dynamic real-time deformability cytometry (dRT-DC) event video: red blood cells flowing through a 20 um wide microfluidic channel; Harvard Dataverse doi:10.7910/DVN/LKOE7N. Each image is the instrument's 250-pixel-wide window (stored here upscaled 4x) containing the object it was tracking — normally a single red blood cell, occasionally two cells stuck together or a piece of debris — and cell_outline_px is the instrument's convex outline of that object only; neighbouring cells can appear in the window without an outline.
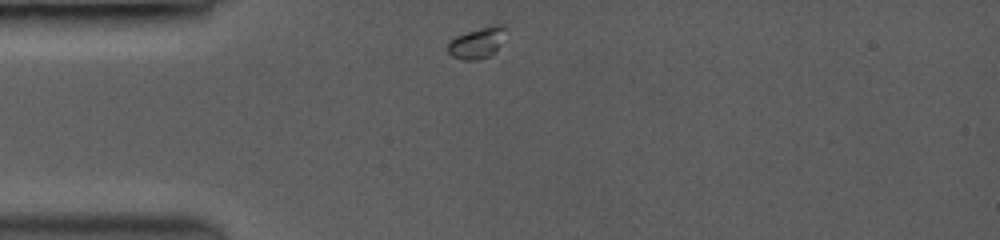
{"species": "common noctule bat (a hibernating species)", "species_latin": "Nyctalus noctula", "temperature_condition": "room temperature", "stored_images_in_passage": 27, "camera_frame_rate_fps": 3500, "um_per_image_px": 0.085, "animal": {"sex": "female", "body_mass_g": 19.0, "forearm_length_mm": 53.3}, "frame": {"image": 1, "passage_image": 1, "time_ms": 0.0, "image_size_px": [1000, 240], "cell_outline_px": [[504, 28], [500, 44], [488, 56], [476, 60], [464, 60], [452, 56], [448, 52], [448, 44], [456, 36], [492, 24], [504, 24]], "centroid_in_image_um": [40.52, 3.64], "position_along_channel_um": 44.5, "area_um2": 10.0}}
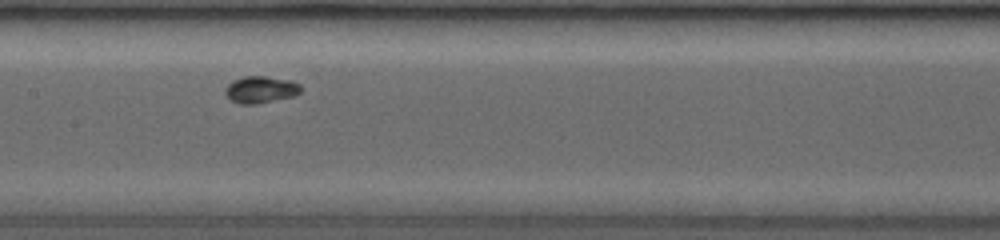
{"frame": {"image": 2, "passage_image": 12, "time_ms": 4.286, "image_size_px": [1000, 240], "cell_outline_px": [[300, 92], [292, 96], [256, 104], [240, 104], [232, 100], [224, 92], [228, 84], [232, 80], [244, 76], [264, 76], [292, 80], [300, 84]], "centroid_in_image_um": [22.15, 7.6], "position_along_channel_um": 185.3, "area_um2": 11.73}}
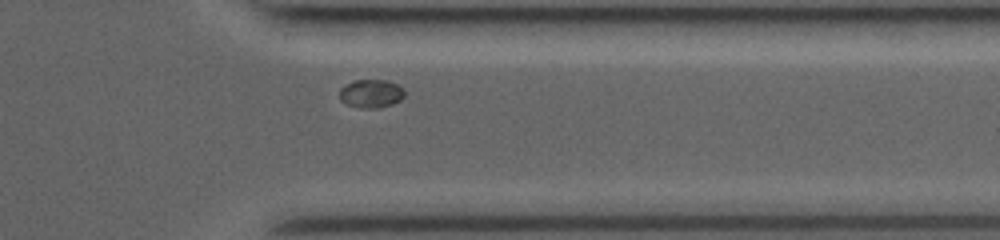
{"frame": {"image": 3, "passage_image": 24, "time_ms": 9.429, "image_size_px": [1000, 240], "cell_outline_px": [[404, 96], [400, 100], [392, 104], [380, 108], [360, 108], [348, 104], [340, 100], [340, 88], [356, 80], [388, 80], [396, 84], [404, 92]], "centroid_in_image_um": [31.54, 7.96], "position_along_channel_um": 379.9, "area_um2": 10.58}}